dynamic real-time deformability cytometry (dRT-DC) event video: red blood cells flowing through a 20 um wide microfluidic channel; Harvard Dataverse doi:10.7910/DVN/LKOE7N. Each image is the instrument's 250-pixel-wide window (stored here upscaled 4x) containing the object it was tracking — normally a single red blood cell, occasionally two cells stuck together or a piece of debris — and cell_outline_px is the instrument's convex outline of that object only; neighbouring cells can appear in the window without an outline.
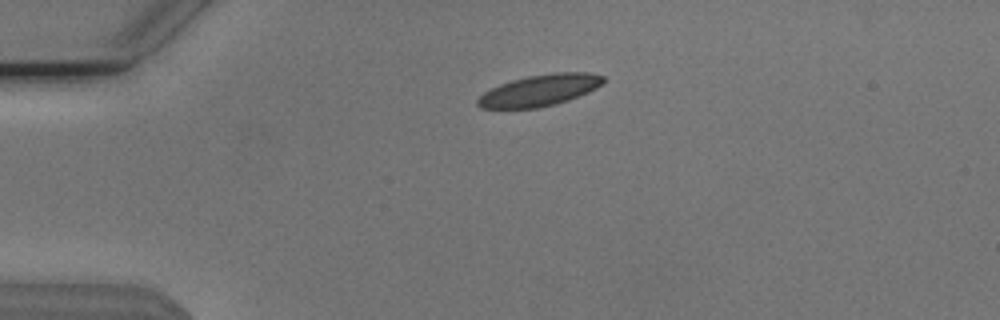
{"species": "Egyptian fruit bat (a non-hibernating species)", "species_latin": "Rousettus aegyptiacus", "temperature_condition": "cold", "stored_images_in_passage": 43, "camera_frame_rate_fps": 3000, "um_per_image_px": 0.085, "animal": {"sex": "male"}, "frame": {"image": 1, "passage_image": 1, "time_ms": 0.0, "image_size_px": [1000, 320], "cell_outline_px": [[604, 80], [596, 88], [588, 92], [568, 100], [556, 104], [536, 108], [480, 108], [476, 104], [476, 100], [484, 92], [500, 84], [512, 80], [528, 76], [552, 72], [588, 72], [604, 76]], "centroid_in_image_um": [45.86, 7.67], "position_along_channel_um": 39.1, "area_um2": 22.89}}
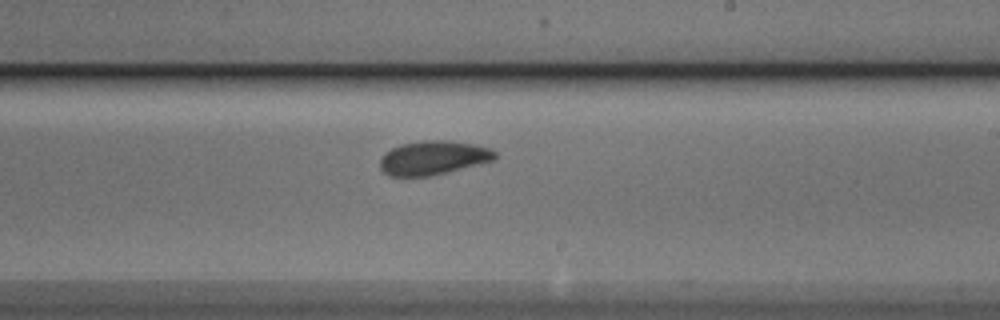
{"frame": {"image": 2, "passage_image": 21, "time_ms": 6.667, "image_size_px": [1000, 320], "cell_outline_px": [[496, 160], [448, 172], [428, 176], [388, 176], [380, 168], [380, 160], [392, 148], [400, 144], [424, 140], [452, 140], [476, 144], [492, 148], [496, 152]], "centroid_in_image_um": [36.89, 13.4], "position_along_channel_um": 252.1, "area_um2": 22.95}}
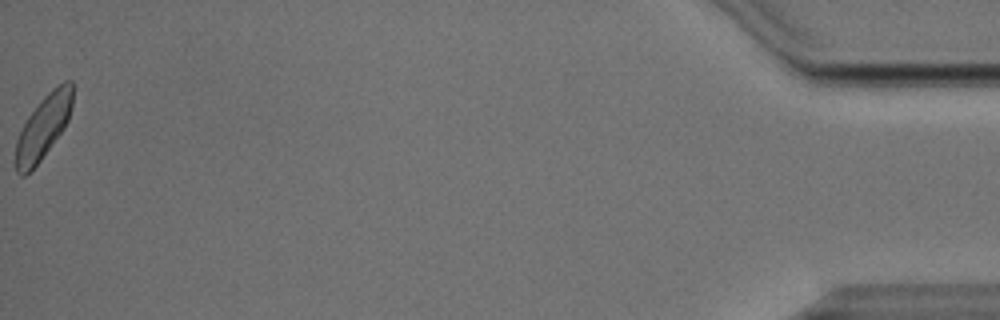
{"frame": {"image": 3, "passage_image": 43, "time_ms": 14.0, "image_size_px": [1000, 320], "cell_outline_px": [[72, 108], [68, 120], [64, 128], [40, 160], [24, 176], [20, 176], [16, 172], [16, 140], [28, 116], [44, 96], [52, 88], [64, 80], [72, 80]], "centroid_in_image_um": [3.69, 10.76], "position_along_channel_um": 431.5, "area_um2": 20.81}, "authors_computed_cell_mechanics": {"area_um2": 22.4842, "velocity_mm_per_s": 3.7671, "shape_relaxation_time_tau1_ms": null, "shape_relaxation_time_tau2_ms": 3.2393, "deformation_change_tau1": null, "deformation_change_tau2": 0.0875}}